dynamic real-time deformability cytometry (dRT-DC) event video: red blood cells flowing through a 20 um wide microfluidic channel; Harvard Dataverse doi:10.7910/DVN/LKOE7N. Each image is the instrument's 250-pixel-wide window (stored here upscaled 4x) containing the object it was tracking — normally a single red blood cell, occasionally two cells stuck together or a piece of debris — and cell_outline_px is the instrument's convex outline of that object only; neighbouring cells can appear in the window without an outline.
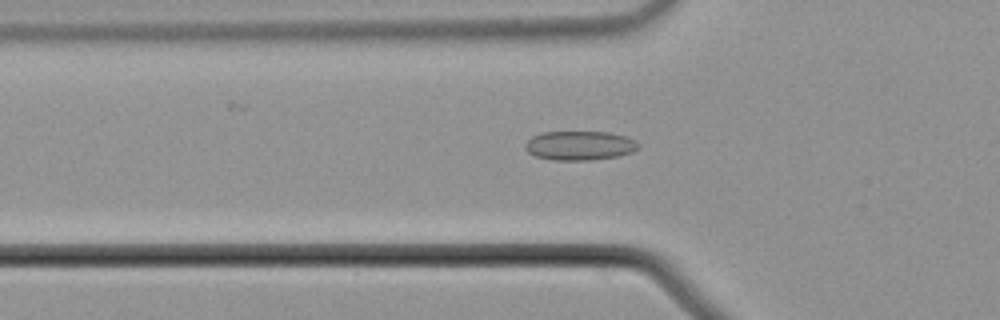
{"species": "common noctule bat (a hibernating species)", "species_latin": "Nyctalus noctula", "temperature_condition": "cold", "stored_images_in_passage": 39, "camera_frame_rate_fps": 3000, "um_per_image_px": 0.085, "animal": {"sex": "male", "body_mass_g": 21.5, "forearm_length_mm": 52.0}, "frame": {"image": 1, "passage_image": 10, "time_ms": 3.0, "image_size_px": [1000, 320], "cell_outline_px": [[640, 148], [632, 152], [616, 156], [588, 160], [552, 160], [536, 156], [528, 152], [524, 148], [524, 144], [532, 136], [540, 132], [608, 132], [624, 136], [640, 144]], "centroid_in_image_um": [49.23, 12.37], "position_along_channel_um": 76.6, "area_um2": 19.19}}
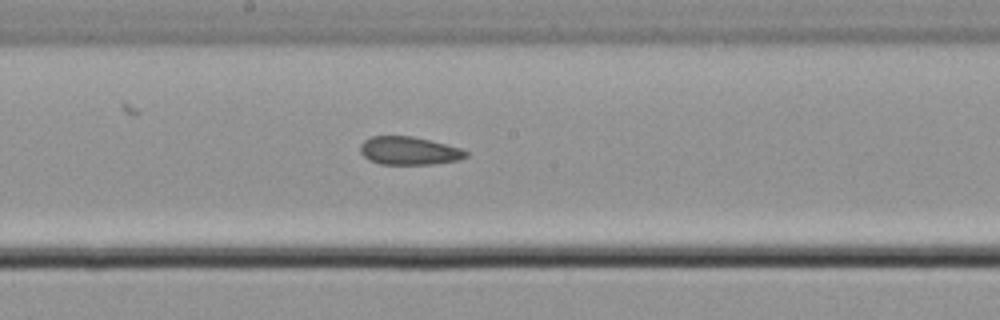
{"frame": {"image": 2, "passage_image": 21, "time_ms": 6.667, "image_size_px": [1000, 320], "cell_outline_px": [[468, 156], [460, 160], [432, 164], [380, 164], [368, 160], [360, 152], [360, 144], [364, 140], [372, 136], [412, 136], [460, 148], [468, 152]], "centroid_in_image_um": [34.75, 12.82], "position_along_channel_um": 213.5, "area_um2": 17.28}}
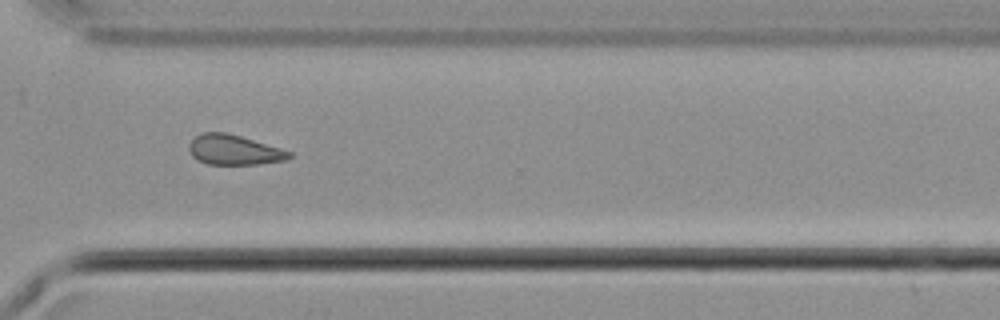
{"frame": {"image": 3, "passage_image": 32, "time_ms": 10.333, "image_size_px": [1000, 320], "cell_outline_px": [[292, 156], [288, 160], [256, 164], [208, 164], [192, 156], [188, 152], [188, 144], [196, 136], [204, 132], [228, 132], [280, 148], [292, 152]], "centroid_in_image_um": [19.89, 12.73], "position_along_channel_um": 350.7, "area_um2": 17.51}, "authors_computed_cell_mechanics": {"area_um2": 17.8602, "velocity_mm_per_s": 3.7321, "shape_relaxation_time_tau1_ms": null, "shape_relaxation_time_tau2_ms": 8.4459, "deformation_change_tau1": null, "deformation_change_tau2": 0.1545}}